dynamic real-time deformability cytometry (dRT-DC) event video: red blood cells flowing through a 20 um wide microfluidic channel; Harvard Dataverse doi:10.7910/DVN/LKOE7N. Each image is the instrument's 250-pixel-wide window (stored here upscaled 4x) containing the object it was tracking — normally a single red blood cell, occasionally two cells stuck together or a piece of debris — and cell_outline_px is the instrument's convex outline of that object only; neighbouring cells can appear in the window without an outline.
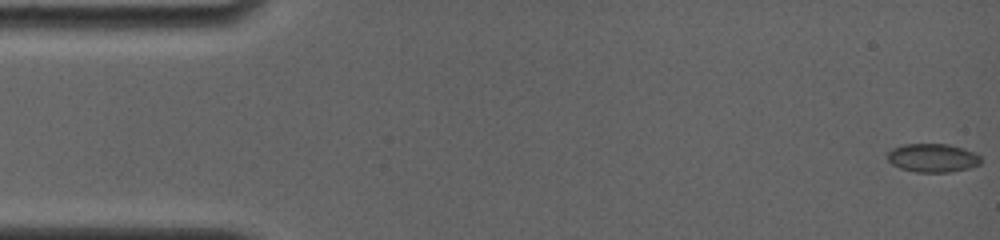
{"species": "common noctule bat (a hibernating species)", "species_latin": "Nyctalus noctula", "temperature_condition": "room temperature", "stored_images_in_passage": 43, "camera_frame_rate_fps": 4000, "um_per_image_px": 0.085, "animal": {"sex": "female", "body_mass_g": 19.0, "forearm_length_mm": 56.7}, "frame": {"image": 1, "passage_image": 1, "time_ms": 0.0, "image_size_px": [1000, 240], "cell_outline_px": [[980, 164], [968, 168], [948, 172], [916, 172], [900, 168], [892, 164], [888, 160], [888, 152], [892, 148], [904, 144], [948, 144], [964, 148], [976, 152], [980, 156]], "centroid_in_image_um": [79.28, 13.41], "position_along_channel_um": 5.7, "area_um2": 15.55}}
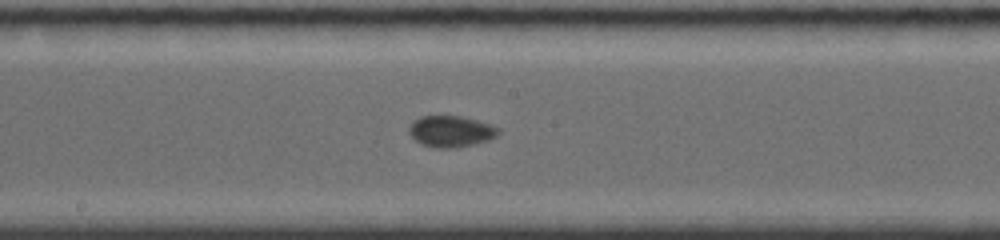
{"frame": {"image": 2, "passage_image": 25, "time_ms": 8.75, "image_size_px": [1000, 240], "cell_outline_px": [[500, 132], [496, 136], [488, 140], [472, 144], [448, 148], [436, 148], [420, 144], [408, 132], [408, 128], [420, 116], [460, 116], [476, 120], [500, 128]], "centroid_in_image_um": [38.32, 11.16], "position_along_channel_um": 209.9, "area_um2": 16.01}}
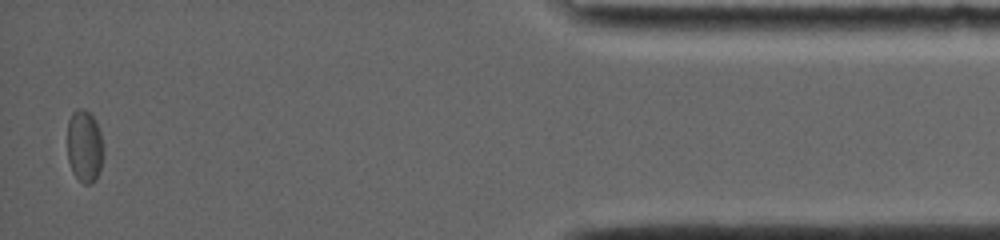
{"frame": {"image": 3, "passage_image": 43, "time_ms": 16.0, "image_size_px": [1000, 240], "cell_outline_px": [[104, 156], [100, 172], [96, 180], [92, 184], [84, 184], [72, 172], [68, 160], [68, 120], [72, 112], [76, 108], [84, 108], [92, 116], [100, 132], [104, 148]], "centroid_in_image_um": [7.2, 12.45], "position_along_channel_um": 428.0, "area_um2": 15.49}, "authors_computed_cell_mechanics": {"area_um2": 15.3748, "velocity_mm_per_s": 3.8269, "shape_relaxation_time_tau1_ms": 4.8884, "shape_relaxation_time_tau2_ms": null, "deformation_change_tau1": 0.0673, "deformation_change_tau2": null}}